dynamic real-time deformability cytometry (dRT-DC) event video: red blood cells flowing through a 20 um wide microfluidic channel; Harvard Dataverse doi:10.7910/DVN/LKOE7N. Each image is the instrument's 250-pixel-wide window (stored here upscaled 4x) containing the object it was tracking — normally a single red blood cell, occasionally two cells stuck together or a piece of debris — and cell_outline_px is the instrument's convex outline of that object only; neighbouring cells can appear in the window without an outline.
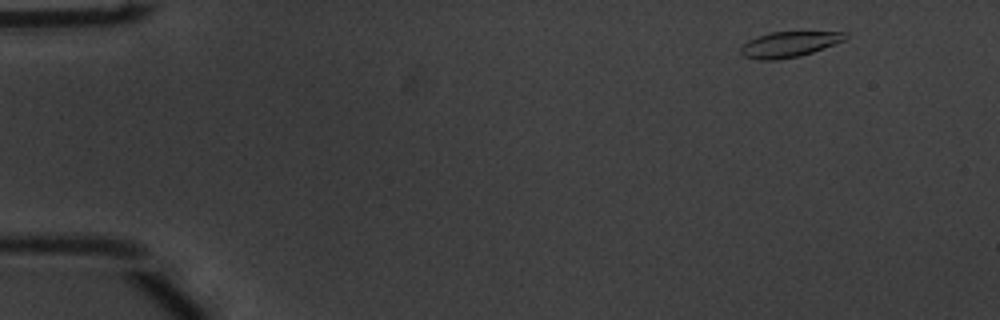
{"species": "common noctule bat (a hibernating species)", "species_latin": "Nyctalus noctula", "temperature_condition": "warm", "stored_images_in_passage": 51, "camera_frame_rate_fps": 3000, "um_per_image_px": 0.085, "animal": {"sex": "male", "body_mass_g": 20.1, "forearm_length_mm": 53.5}, "frame": {"image": 1, "passage_image": 3, "time_ms": 0.667, "image_size_px": [1000, 320], "cell_outline_px": [[848, 36], [844, 40], [812, 52], [800, 56], [776, 60], [760, 60], [744, 56], [740, 52], [740, 48], [748, 40], [756, 36], [772, 32], [848, 32]], "centroid_in_image_um": [67.05, 3.77], "position_along_channel_um": 17.9, "area_um2": 15.43}}
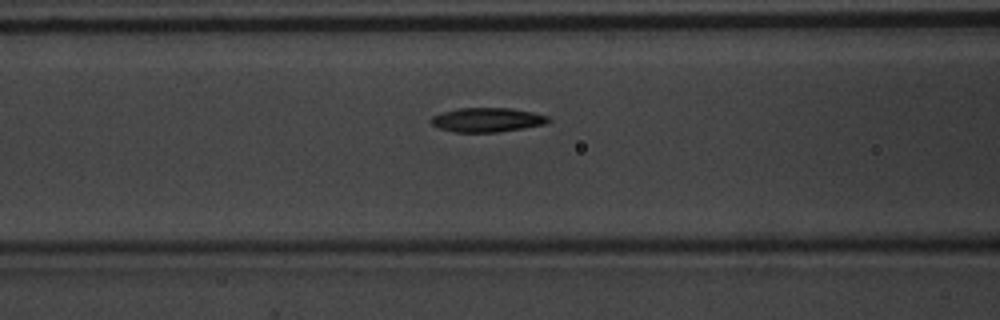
{"frame": {"image": 2, "passage_image": 20, "time_ms": 6.333, "image_size_px": [1000, 320], "cell_outline_px": [[552, 120], [544, 124], [524, 128], [500, 132], [456, 132], [440, 128], [432, 124], [428, 120], [432, 116], [444, 112], [460, 108], [512, 108], [532, 112], [548, 116]], "centroid_in_image_um": [41.42, 10.19], "position_along_channel_um": 125.2, "area_um2": 16.53}}
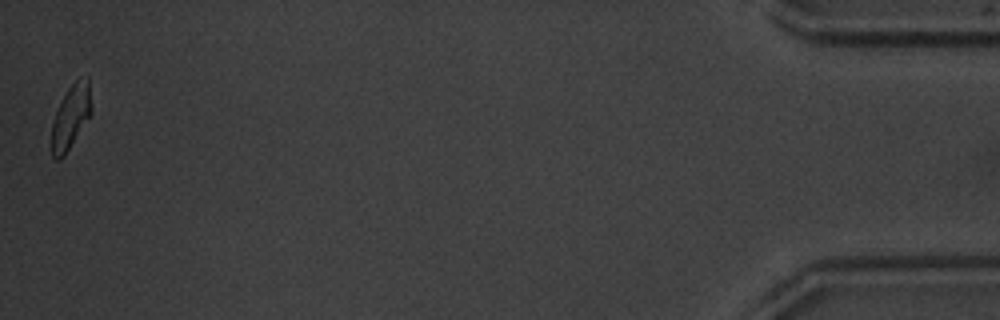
{"frame": {"image": 3, "passage_image": 51, "time_ms": 16.667, "image_size_px": [1000, 320], "cell_outline_px": [[92, 112], [64, 156], [60, 160], [56, 160], [52, 156], [52, 124], [56, 112], [68, 88], [76, 80], [88, 76], [92, 108]], "centroid_in_image_um": [6.03, 9.93], "position_along_channel_um": 429.2, "area_um2": 14.51}, "authors_computed_cell_mechanics": {"area_um2": 16.473, "velocity_mm_per_s": 3.7904, "shape_relaxation_time_tau1_ms": 2.5473, "shape_relaxation_time_tau2_ms": 2.7217, "deformation_change_tau1": 0.1525, "deformation_change_tau2": 0.0943}}